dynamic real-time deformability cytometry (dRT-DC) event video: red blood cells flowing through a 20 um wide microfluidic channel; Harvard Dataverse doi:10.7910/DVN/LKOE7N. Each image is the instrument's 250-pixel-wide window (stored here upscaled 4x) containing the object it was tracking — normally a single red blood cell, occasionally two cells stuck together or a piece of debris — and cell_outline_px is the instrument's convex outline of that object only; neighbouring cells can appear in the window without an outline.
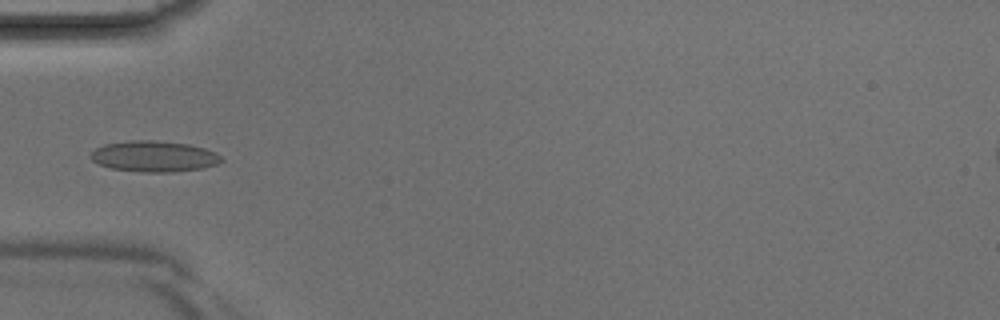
{"species": "Egyptian fruit bat (a non-hibernating species)", "species_latin": "Rousettus aegyptiacus", "temperature_condition": "room temperature", "stored_images_in_passage": 4, "camera_frame_rate_fps": 3000, "um_per_image_px": 0.085, "animal": {"sex": "male"}, "frame": {"image": 1, "passage_image": 3, "time_ms": 0.667, "image_size_px": [1000, 320], "cell_outline_px": [[224, 160], [216, 164], [204, 168], [172, 172], [144, 172], [112, 168], [100, 164], [92, 160], [88, 156], [96, 148], [104, 144], [132, 140], [156, 140], [188, 144], [204, 148], [216, 152]], "centroid_in_image_um": [13.11, 13.28], "position_along_channel_um": 71.9, "area_um2": 23.52}}